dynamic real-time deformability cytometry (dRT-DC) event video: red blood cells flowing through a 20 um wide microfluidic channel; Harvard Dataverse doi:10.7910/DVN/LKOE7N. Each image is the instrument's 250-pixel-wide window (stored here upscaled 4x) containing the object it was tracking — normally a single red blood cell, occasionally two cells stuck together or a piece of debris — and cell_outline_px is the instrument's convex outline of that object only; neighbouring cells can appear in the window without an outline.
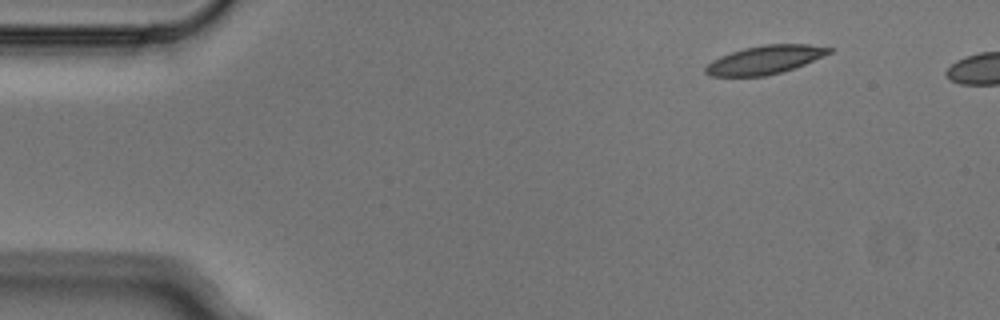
{"species": "Egyptian fruit bat (a non-hibernating species)", "species_latin": "Rousettus aegyptiacus", "temperature_condition": "cold", "stored_images_in_passage": 5, "segment_of_instrument_passage": [2, 2], "camera_frame_rate_fps": 3000, "um_per_image_px": 0.085, "animal": {"sex": "male"}, "frame": {"image": 1, "passage_image": 5, "time_ms": 1.333, "image_size_px": [1000, 320], "cell_outline_px": [[836, 48], [832, 52], [804, 64], [780, 72], [764, 76], [708, 76], [704, 72], [704, 68], [712, 60], [720, 56], [744, 48], [764, 44], [808, 44]], "centroid_in_image_um": [65.01, 5.07], "position_along_channel_um": 20.0, "area_um2": 20.4}}